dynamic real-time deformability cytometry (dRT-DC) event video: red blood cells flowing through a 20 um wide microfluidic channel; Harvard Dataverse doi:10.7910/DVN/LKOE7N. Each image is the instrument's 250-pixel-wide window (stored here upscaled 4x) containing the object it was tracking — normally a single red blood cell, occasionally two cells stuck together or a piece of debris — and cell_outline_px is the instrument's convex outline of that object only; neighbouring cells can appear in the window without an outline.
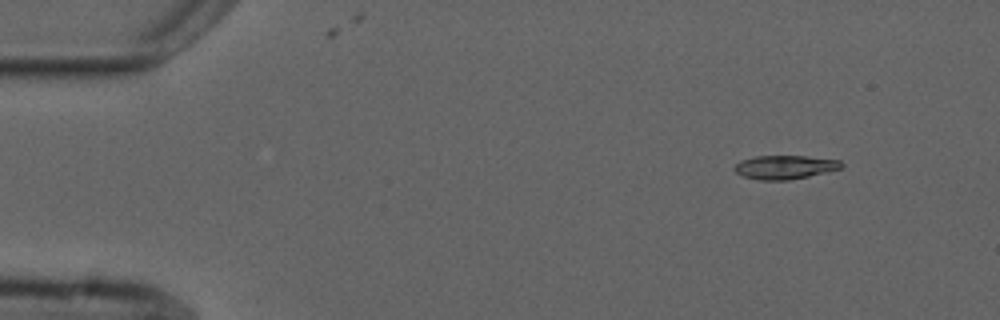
{"species": "common noctule bat (a hibernating species)", "species_latin": "Nyctalus noctula", "temperature_condition": "cold", "stored_images_in_passage": 5, "camera_frame_rate_fps": 3000, "um_per_image_px": 0.085, "animal": {"sex": "male", "forearm_length_mm": 52.5}, "frame": {"image": 1, "passage_image": 1, "time_ms": 0.0, "image_size_px": [1000, 320], "cell_outline_px": [[844, 164], [840, 168], [808, 176], [788, 180], [760, 180], [744, 176], [736, 172], [732, 168], [740, 160], [756, 156], [808, 156], [840, 160]], "centroid_in_image_um": [66.69, 14.2], "position_along_channel_um": 18.3, "area_um2": 14.68}}
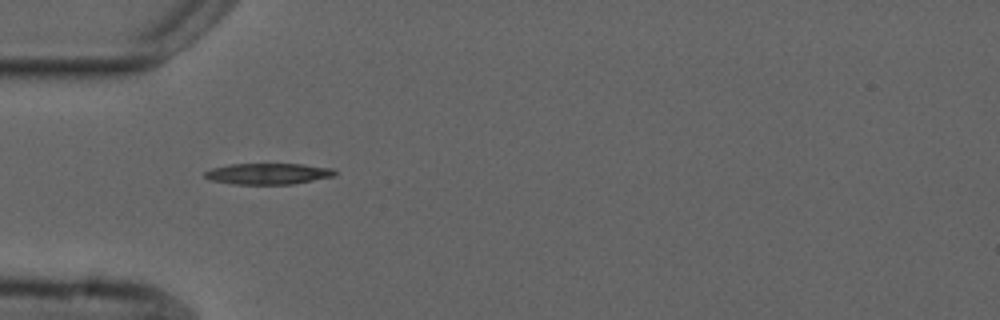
{"frame": {"image": 2, "passage_image": 4, "time_ms": 3.667, "image_size_px": [1000, 320], "cell_outline_px": [[336, 176], [292, 184], [232, 184], [208, 180], [204, 176], [204, 172], [212, 168], [232, 164], [304, 164], [332, 168], [336, 172]], "centroid_in_image_um": [22.78, 14.77], "position_along_channel_um": 62.2, "area_um2": 16.07}}
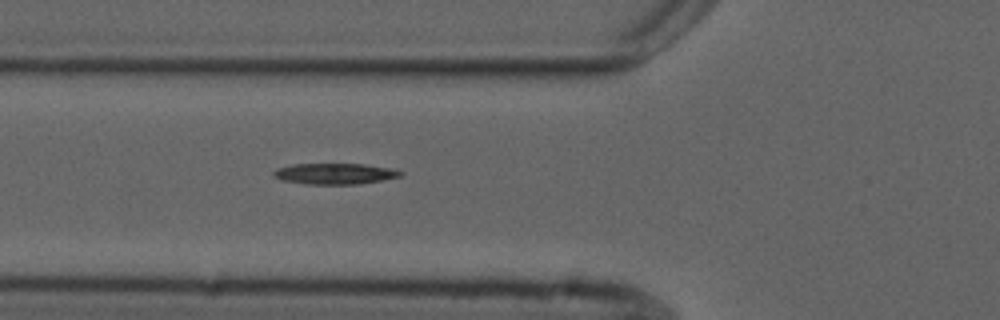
{"frame": {"image": 3, "passage_image": 5, "time_ms": 4.667, "image_size_px": [1000, 320], "cell_outline_px": [[404, 172], [400, 176], [360, 184], [308, 184], [284, 180], [272, 176], [272, 172], [276, 168], [292, 164], [364, 164], [388, 168]], "centroid_in_image_um": [28.41, 14.76], "position_along_channel_um": 97.4, "area_um2": 15.32}}